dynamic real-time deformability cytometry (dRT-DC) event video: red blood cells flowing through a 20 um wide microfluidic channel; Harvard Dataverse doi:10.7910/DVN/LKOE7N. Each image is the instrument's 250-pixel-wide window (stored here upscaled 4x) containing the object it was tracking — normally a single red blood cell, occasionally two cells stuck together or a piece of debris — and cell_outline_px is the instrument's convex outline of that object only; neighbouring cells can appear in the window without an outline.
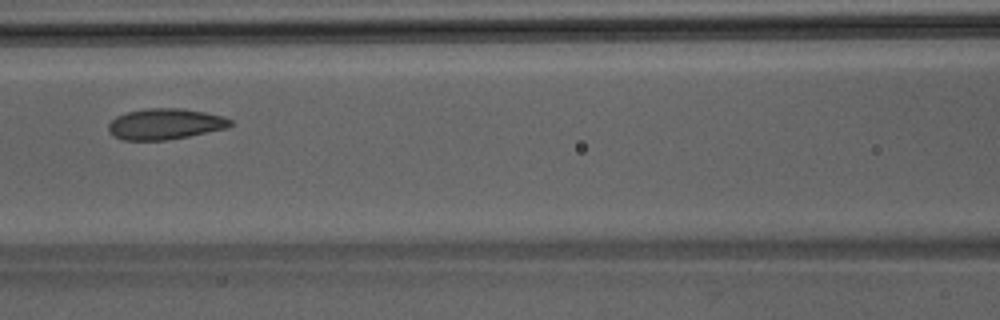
{"species": "Egyptian fruit bat (a non-hibernating species)", "species_latin": "Rousettus aegyptiacus", "temperature_condition": "room temperature", "stored_images_in_passage": 36, "camera_frame_rate_fps": 3000, "um_per_image_px": 0.085, "animal": {"sex": "male"}, "frame": {"image": 1, "passage_image": 9, "time_ms": 2.667, "image_size_px": [1000, 320], "cell_outline_px": [[232, 124], [224, 128], [188, 136], [164, 140], [124, 140], [108, 132], [108, 124], [116, 116], [128, 112], [148, 108], [180, 108], [204, 112], [224, 116], [232, 120]], "centroid_in_image_um": [14.01, 10.53], "position_along_channel_um": 152.6, "area_um2": 21.68}}
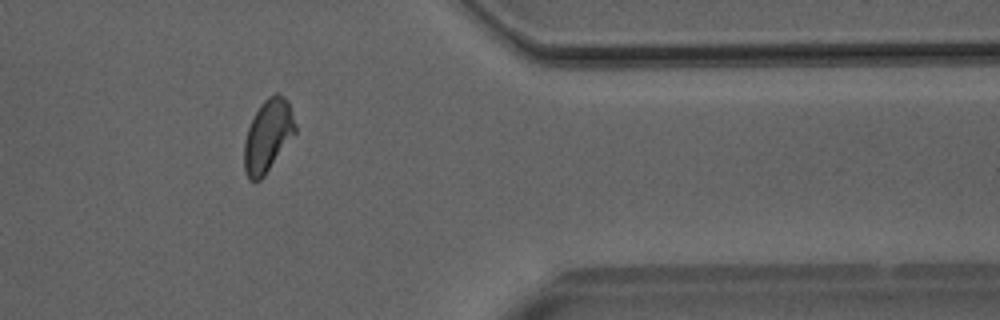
{"frame": {"image": 2, "passage_image": 27, "time_ms": 8.667, "image_size_px": [1000, 320], "cell_outline_px": [[296, 132], [264, 176], [260, 180], [248, 180], [244, 172], [244, 140], [248, 128], [260, 104], [268, 96], [276, 92], [284, 96], [288, 100], [296, 124]], "centroid_in_image_um": [22.77, 11.52], "position_along_channel_um": 388.6, "area_um2": 21.56}}
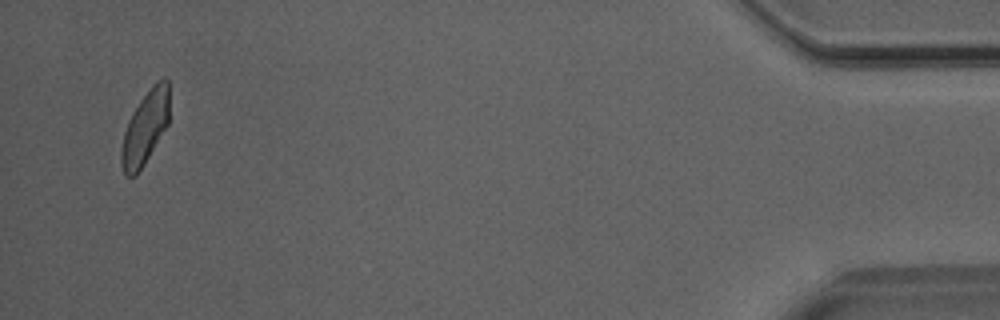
{"frame": {"image": 3, "passage_image": 34, "time_ms": 11.0, "image_size_px": [1000, 320], "cell_outline_px": [[168, 124], [144, 164], [136, 176], [124, 176], [120, 164], [120, 152], [124, 132], [128, 120], [132, 112], [140, 100], [156, 80], [164, 76], [168, 80]], "centroid_in_image_um": [12.31, 10.87], "position_along_channel_um": 422.9, "area_um2": 20.58}}